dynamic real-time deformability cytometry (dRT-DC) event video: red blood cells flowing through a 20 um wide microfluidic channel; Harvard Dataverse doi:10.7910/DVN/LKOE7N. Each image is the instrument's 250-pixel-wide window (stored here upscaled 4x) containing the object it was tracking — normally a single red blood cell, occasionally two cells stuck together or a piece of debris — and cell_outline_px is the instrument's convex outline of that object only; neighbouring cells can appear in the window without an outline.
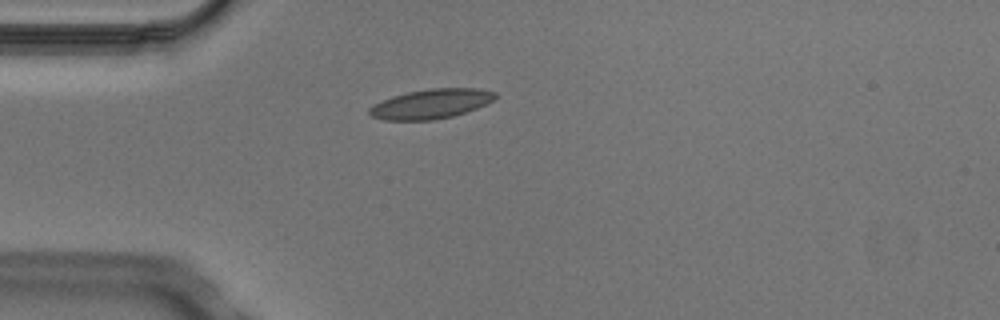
{"species": "Egyptian fruit bat (a non-hibernating species)", "species_latin": "Rousettus aegyptiacus", "temperature_condition": "cold", "stored_images_in_passage": 3, "camera_frame_rate_fps": 3000, "um_per_image_px": 0.085, "animal": {"sex": "male"}, "frame": {"image": 1, "passage_image": 2, "time_ms": 0.333, "image_size_px": [1000, 320], "cell_outline_px": [[500, 96], [476, 108], [452, 116], [432, 120], [384, 120], [372, 116], [368, 112], [368, 108], [372, 104], [392, 96], [408, 92], [428, 88], [480, 88], [496, 92]], "centroid_in_image_um": [36.62, 8.81], "position_along_channel_um": 48.4, "area_um2": 21.73}}